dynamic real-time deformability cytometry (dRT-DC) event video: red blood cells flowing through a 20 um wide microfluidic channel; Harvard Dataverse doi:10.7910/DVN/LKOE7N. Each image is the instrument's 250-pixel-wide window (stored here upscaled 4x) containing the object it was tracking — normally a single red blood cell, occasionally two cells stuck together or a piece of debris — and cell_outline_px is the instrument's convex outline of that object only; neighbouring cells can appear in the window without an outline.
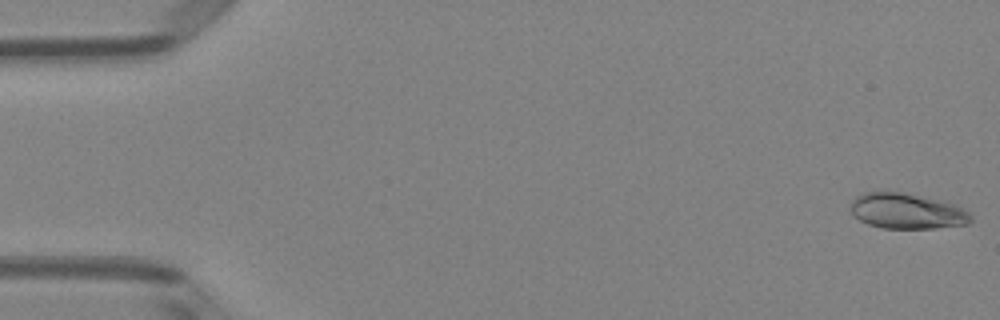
{"species": "Egyptian fruit bat (a non-hibernating species)", "species_latin": "Rousettus aegyptiacus", "temperature_condition": "room temperature", "stored_images_in_passage": 51, "camera_frame_rate_fps": 3000, "um_per_image_px": 0.085, "animal": {"sex": "female"}, "frame": {"image": 1, "passage_image": 1, "time_ms": 0.0, "image_size_px": [1000, 320], "cell_outline_px": [[972, 220], [968, 224], [936, 228], [880, 228], [868, 224], [852, 216], [848, 208], [852, 200], [856, 196], [864, 192], [904, 192], [944, 200], [956, 204], [964, 208], [972, 216]], "centroid_in_image_um": [77.08, 17.93], "position_along_channel_um": 7.9, "area_um2": 25.43}}
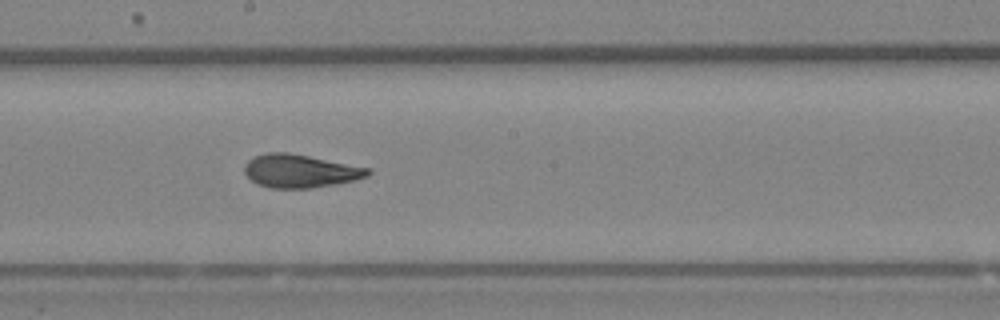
{"frame": {"image": 2, "passage_image": 28, "time_ms": 9.0, "image_size_px": [1000, 320], "cell_outline_px": [[372, 172], [368, 176], [356, 180], [336, 184], [312, 188], [268, 188], [256, 184], [244, 172], [244, 164], [252, 156], [268, 152], [288, 152], [372, 168]], "centroid_in_image_um": [25.52, 14.53], "position_along_channel_um": 222.7, "area_um2": 24.22}}
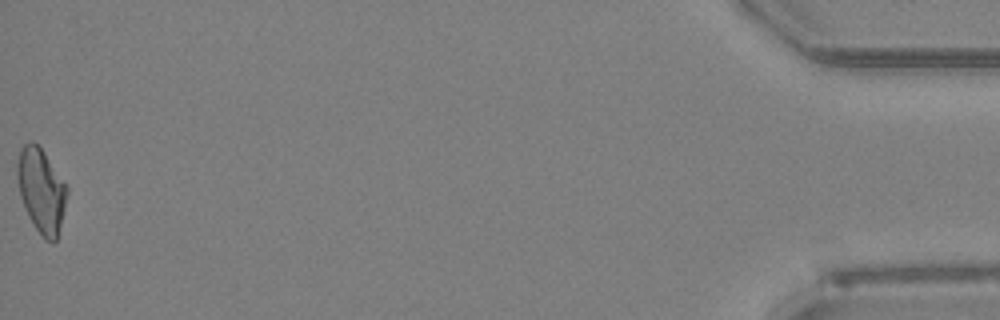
{"frame": {"image": 3, "passage_image": 51, "time_ms": 16.667, "image_size_px": [1000, 320], "cell_outline_px": [[68, 192], [56, 240], [52, 244], [44, 240], [28, 216], [24, 208], [20, 196], [16, 176], [16, 164], [20, 148], [24, 144], [32, 140], [44, 152], [68, 188]], "centroid_in_image_um": [3.47, 16.19], "position_along_channel_um": 431.7, "area_um2": 24.33}, "authors_computed_cell_mechanics": {"area_um2": 23.8714, "velocity_mm_per_s": 4.0017, "shape_relaxation_time_tau1_ms": 6.3437, "shape_relaxation_time_tau2_ms": 1.5045, "deformation_change_tau1": 0.1941, "deformation_change_tau2": 0.0662}}